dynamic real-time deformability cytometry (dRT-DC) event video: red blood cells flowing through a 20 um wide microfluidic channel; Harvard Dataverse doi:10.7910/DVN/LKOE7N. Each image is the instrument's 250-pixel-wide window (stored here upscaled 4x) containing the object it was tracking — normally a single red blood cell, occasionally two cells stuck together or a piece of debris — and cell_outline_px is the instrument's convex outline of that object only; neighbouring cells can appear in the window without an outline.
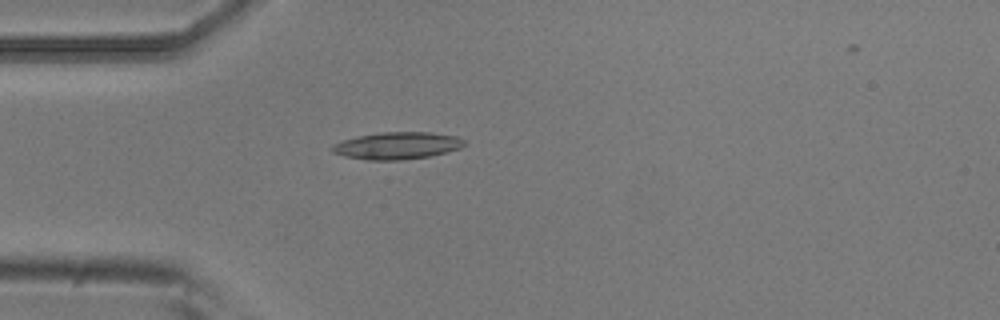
{"species": "common noctule bat (a hibernating species)", "species_latin": "Nyctalus noctula", "temperature_condition": "room temperature", "stored_images_in_passage": 5, "camera_frame_rate_fps": 3000, "um_per_image_px": 0.085, "animal": {"sex": "male", "body_mass_g": 20.5, "forearm_length_mm": 52.5}, "frame": {"image": 1, "passage_image": 4, "time_ms": 1.0, "image_size_px": [1000, 320], "cell_outline_px": [[468, 144], [460, 148], [428, 156], [400, 160], [368, 160], [344, 156], [332, 152], [332, 144], [356, 136], [380, 132], [432, 132], [456, 136], [464, 140]], "centroid_in_image_um": [33.75, 12.37], "position_along_channel_um": 51.2, "area_um2": 20.87}}